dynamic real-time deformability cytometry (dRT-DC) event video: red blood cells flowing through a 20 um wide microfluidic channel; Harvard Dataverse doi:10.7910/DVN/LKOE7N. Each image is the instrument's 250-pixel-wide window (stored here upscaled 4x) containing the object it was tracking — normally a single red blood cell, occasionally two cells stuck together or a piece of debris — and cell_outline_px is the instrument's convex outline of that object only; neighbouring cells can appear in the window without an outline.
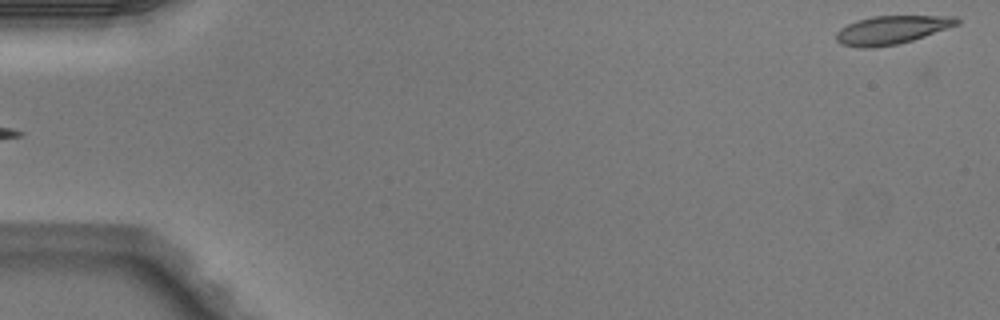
{"species": "Egyptian fruit bat (a non-hibernating species)", "species_latin": "Rousettus aegyptiacus", "temperature_condition": "warm", "stored_images_in_passage": 5, "segment_of_instrument_passage": [2, 2], "camera_frame_rate_fps": 3000, "um_per_image_px": 0.085, "animal": {"sex": "male"}, "frame": {"image": 1, "passage_image": 5, "time_ms": 1.333, "image_size_px": [1000, 320], "cell_outline_px": [[960, 24], [912, 40], [896, 44], [872, 48], [860, 48], [840, 44], [836, 40], [836, 32], [840, 28], [856, 20], [872, 16], [956, 16], [960, 20]], "centroid_in_image_um": [75.77, 2.54], "position_along_channel_um": 9.2, "area_um2": 20.0}}